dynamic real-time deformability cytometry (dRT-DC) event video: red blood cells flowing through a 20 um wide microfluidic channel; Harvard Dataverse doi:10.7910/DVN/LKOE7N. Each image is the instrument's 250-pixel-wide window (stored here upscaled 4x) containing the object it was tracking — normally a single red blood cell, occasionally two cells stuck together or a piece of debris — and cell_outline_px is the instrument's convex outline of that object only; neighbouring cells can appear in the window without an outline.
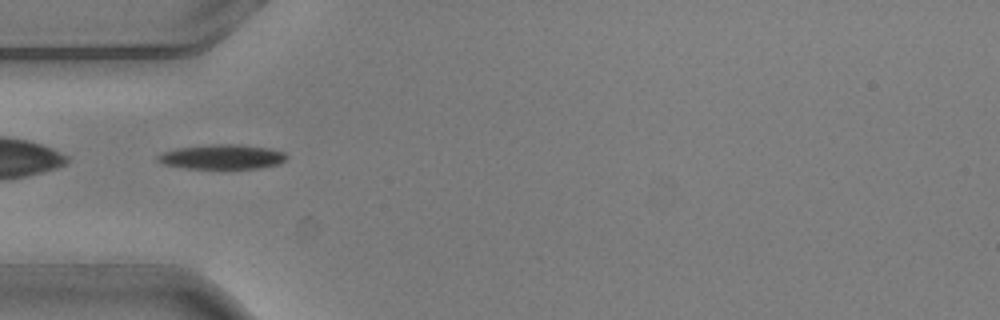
{"species": "common noctule bat (a hibernating species)", "species_latin": "Nyctalus noctula", "temperature_condition": "warm", "stored_images_in_passage": 6, "camera_frame_rate_fps": 3000, "um_per_image_px": 0.085, "animal": {"sex": "male", "body_mass_g": 20.5, "forearm_length_mm": 52.5}, "frame": {"image": 1, "passage_image": 5, "time_ms": 1.333, "image_size_px": [1000, 320], "cell_outline_px": [[288, 156], [280, 164], [260, 168], [184, 168], [164, 164], [156, 160], [156, 156], [164, 152], [176, 148], [212, 144], [240, 144], [272, 148], [284, 152]], "centroid_in_image_um": [18.9, 13.32], "position_along_channel_um": 66.1, "area_um2": 18.61}}